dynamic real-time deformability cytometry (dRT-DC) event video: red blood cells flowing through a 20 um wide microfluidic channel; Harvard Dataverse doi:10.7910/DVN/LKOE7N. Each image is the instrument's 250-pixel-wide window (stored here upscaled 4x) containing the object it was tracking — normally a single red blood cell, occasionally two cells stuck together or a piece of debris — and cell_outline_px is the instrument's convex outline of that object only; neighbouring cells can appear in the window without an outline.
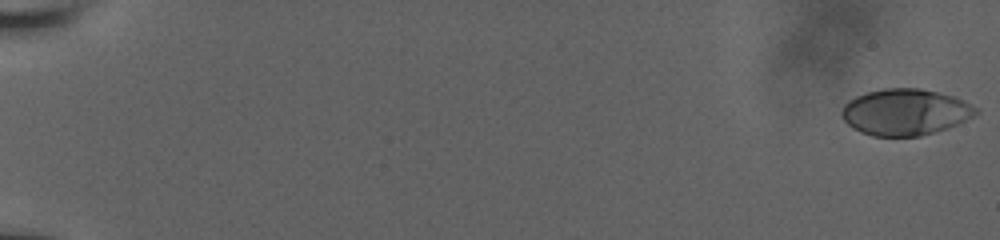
{"species": "human", "species_latin": "Homo sapiens", "temperature_condition": "room temperature", "stored_images_in_passage": 56, "camera_frame_rate_fps": 3000, "um_per_image_px": 0.085, "donor": {"sex": "male"}, "frame": {"image": 1, "passage_image": 1, "time_ms": 0.0, "image_size_px": [1000, 240], "cell_outline_px": [[980, 112], [948, 128], [920, 136], [872, 136], [860, 132], [852, 128], [844, 120], [840, 112], [844, 104], [848, 100], [856, 96], [868, 92], [884, 88], [920, 88], [952, 96], [964, 100], [980, 108]], "centroid_in_image_um": [76.93, 9.52], "position_along_channel_um": 8.1, "area_um2": 36.3}}
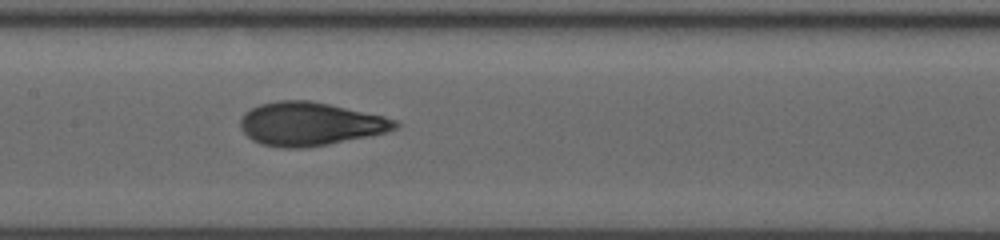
{"frame": {"image": 2, "passage_image": 31, "time_ms": 10.0, "image_size_px": [1000, 240], "cell_outline_px": [[400, 124], [396, 128], [384, 132], [328, 144], [304, 148], [284, 148], [260, 144], [252, 140], [240, 128], [240, 120], [244, 112], [260, 104], [276, 100], [312, 100], [384, 116], [396, 120]], "centroid_in_image_um": [26.31, 10.52], "position_along_channel_um": 181.1, "area_um2": 39.02}}
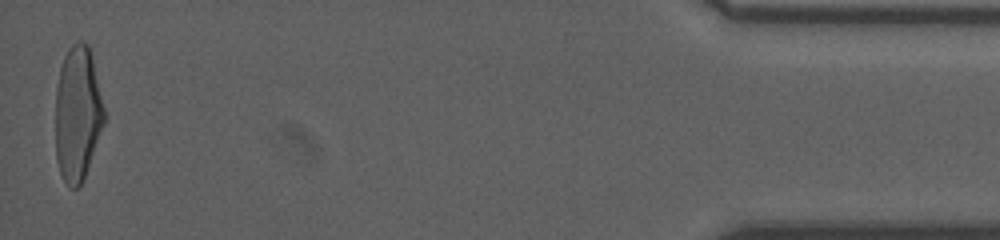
{"frame": {"image": 3, "passage_image": 56, "time_ms": 18.333, "image_size_px": [1000, 240], "cell_outline_px": [[104, 124], [84, 176], [80, 184], [76, 188], [68, 188], [60, 172], [56, 160], [56, 88], [60, 68], [64, 56], [68, 48], [72, 44], [80, 40], [88, 44], [92, 56], [104, 108]], "centroid_in_image_um": [6.58, 9.64], "position_along_channel_um": 428.6, "area_um2": 38.03}, "authors_computed_cell_mechanics": {"area_um2": 38.0324, "velocity_mm_per_s": 3.9397, "shape_relaxation_time_tau1_ms": 5.004, "shape_relaxation_time_tau2_ms": 0.9046, "deformation_change_tau1": 0.1981, "deformation_change_tau2": 0.0738}}